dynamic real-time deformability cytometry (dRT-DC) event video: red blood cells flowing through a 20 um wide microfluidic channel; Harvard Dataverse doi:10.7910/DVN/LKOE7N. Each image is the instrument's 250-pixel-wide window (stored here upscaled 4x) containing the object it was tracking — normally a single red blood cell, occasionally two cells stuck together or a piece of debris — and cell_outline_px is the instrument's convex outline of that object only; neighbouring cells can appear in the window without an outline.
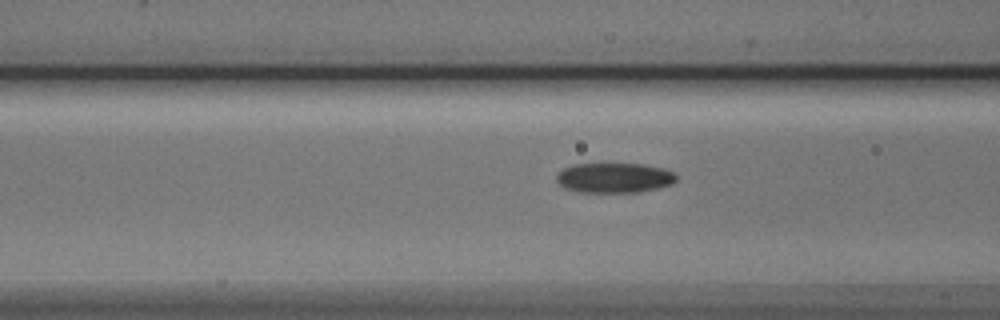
{"species": "Egyptian fruit bat (a non-hibernating species)", "species_latin": "Rousettus aegyptiacus", "temperature_condition": "cold", "stored_images_in_passage": 13, "camera_frame_rate_fps": 3000, "um_per_image_px": 0.085, "animal": {"sex": "male"}, "frame": {"image": 1, "passage_image": 11, "time_ms": 3.333, "image_size_px": [1000, 320], "cell_outline_px": [[676, 180], [672, 184], [640, 192], [580, 192], [568, 188], [560, 184], [556, 180], [556, 176], [564, 168], [576, 164], [644, 164], [664, 168], [672, 172], [676, 176]], "centroid_in_image_um": [52.24, 15.11], "position_along_channel_um": 114.4, "area_um2": 20.69}}